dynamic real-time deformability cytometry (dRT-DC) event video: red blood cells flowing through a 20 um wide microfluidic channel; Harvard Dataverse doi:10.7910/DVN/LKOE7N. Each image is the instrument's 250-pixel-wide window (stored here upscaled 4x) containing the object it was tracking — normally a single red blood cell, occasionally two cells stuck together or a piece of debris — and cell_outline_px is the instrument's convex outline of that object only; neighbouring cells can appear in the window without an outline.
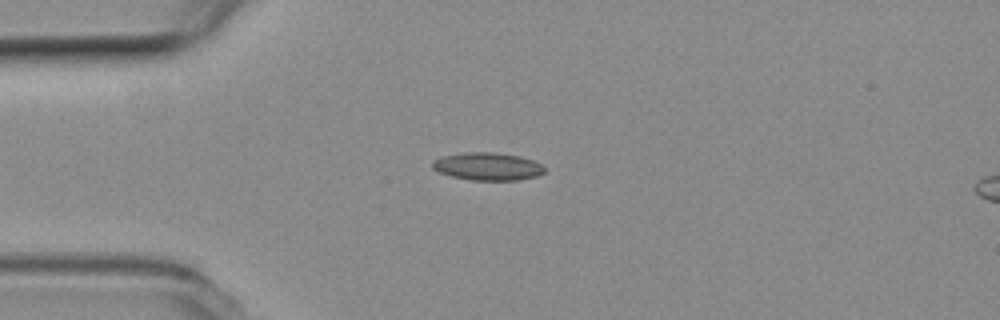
{"species": "common noctule bat (a hibernating species)", "species_latin": "Nyctalus noctula", "temperature_condition": "room temperature", "stored_images_in_passage": 50, "camera_frame_rate_fps": 3000, "um_per_image_px": 0.085, "animal": {"sex": "female", "body_mass_g": 19.3, "forearm_length_mm": 54.1}, "frame": {"image": 1, "passage_image": 9, "time_ms": 2.667, "image_size_px": [1000, 320], "cell_outline_px": [[544, 172], [536, 176], [516, 180], [472, 180], [452, 176], [440, 172], [432, 168], [432, 160], [440, 156], [464, 152], [496, 152], [520, 156], [544, 164]], "centroid_in_image_um": [41.44, 14.13], "position_along_channel_um": 43.6, "area_um2": 18.21}}
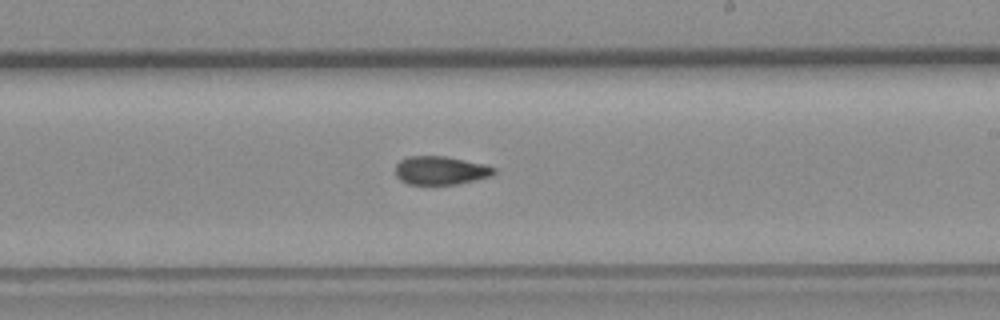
{"frame": {"image": 2, "passage_image": 27, "time_ms": 8.667, "image_size_px": [1000, 320], "cell_outline_px": [[496, 172], [492, 176], [456, 184], [408, 184], [400, 180], [396, 176], [396, 164], [400, 160], [408, 156], [444, 156], [484, 164], [496, 168]], "centroid_in_image_um": [37.44, 14.48], "position_along_channel_um": 251.6, "area_um2": 16.3}}
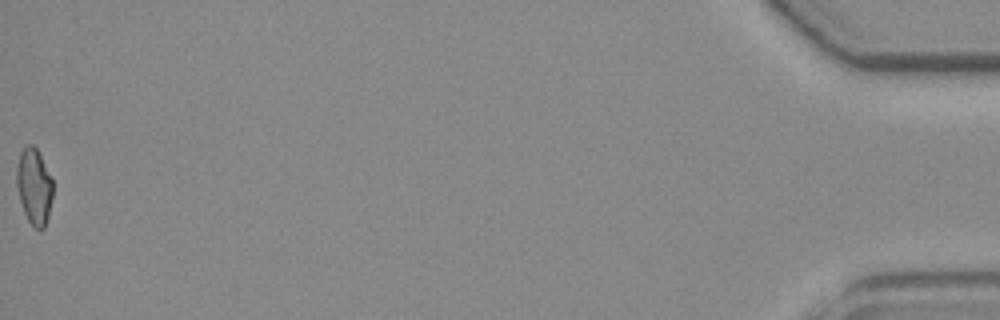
{"frame": {"image": 3, "passage_image": 50, "time_ms": 16.333, "image_size_px": [1000, 320], "cell_outline_px": [[52, 196], [48, 216], [44, 228], [40, 232], [28, 220], [24, 212], [20, 200], [16, 184], [16, 164], [20, 152], [24, 144], [32, 144], [36, 148], [52, 180]], "centroid_in_image_um": [2.87, 15.83], "position_along_channel_um": 432.3, "area_um2": 16.01}, "authors_computed_cell_mechanics": {"area_um2": 16.7331, "velocity_mm_per_s": 3.7803, "shape_relaxation_time_tau1_ms": 10.3735, "shape_relaxation_time_tau2_ms": 4.4782, "deformation_change_tau1": 0.2014, "deformation_change_tau2": 0.1092}}